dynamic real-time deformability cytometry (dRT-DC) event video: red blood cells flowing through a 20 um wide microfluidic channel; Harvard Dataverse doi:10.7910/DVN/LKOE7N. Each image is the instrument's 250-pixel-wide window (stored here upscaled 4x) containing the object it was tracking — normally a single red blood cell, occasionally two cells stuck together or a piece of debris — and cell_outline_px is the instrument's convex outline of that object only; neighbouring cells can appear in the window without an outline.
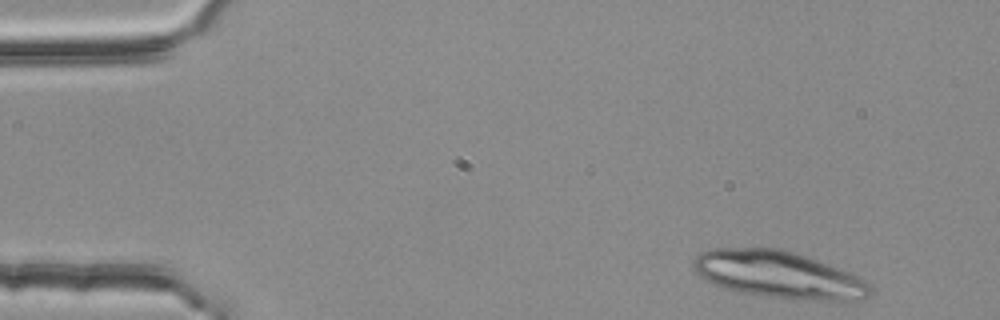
{"species": "common noctule bat (a hibernating species)", "species_latin": "Nyctalus noctula", "temperature_condition": "room temperature", "stored_images_in_passage": 3, "camera_frame_rate_fps": 3000, "um_per_image_px": 0.085, "animal": {"sex": "female", "body_mass_g": 25.1}, "frame": {"image": 1, "passage_image": 1, "time_ms": 0.0, "image_size_px": [1000, 320], "cell_outline_px": [[872, 292], [868, 296], [844, 300], [804, 300], [736, 292], [712, 284], [700, 276], [696, 272], [692, 264], [692, 260], [700, 252], [708, 248], [780, 248], [816, 260], [848, 272], [872, 284]], "centroid_in_image_um": [66.11, 23.34], "position_along_channel_um": 18.9, "area_um2": 48.15}}